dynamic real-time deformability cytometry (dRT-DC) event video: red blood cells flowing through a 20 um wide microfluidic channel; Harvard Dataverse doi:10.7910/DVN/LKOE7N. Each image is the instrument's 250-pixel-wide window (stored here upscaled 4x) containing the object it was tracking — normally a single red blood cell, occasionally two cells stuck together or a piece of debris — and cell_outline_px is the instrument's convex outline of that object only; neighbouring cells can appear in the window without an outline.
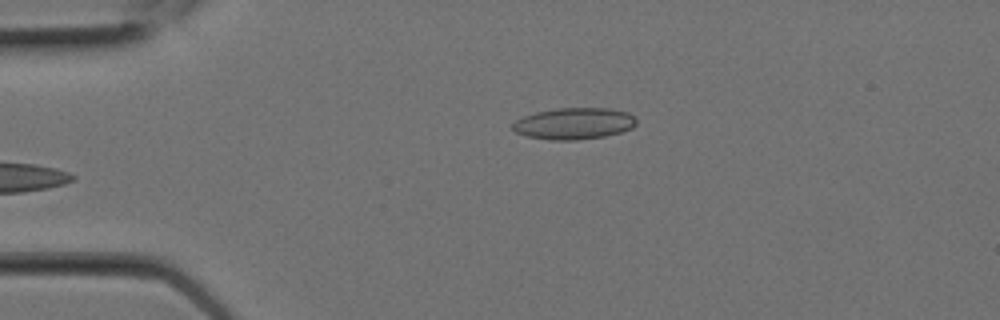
{"species": "Egyptian fruit bat (a non-hibernating species)", "species_latin": "Rousettus aegyptiacus", "temperature_condition": "room temperature", "stored_images_in_passage": 7, "camera_frame_rate_fps": 3000, "um_per_image_px": 0.085, "animal": {"sex": "female"}, "frame": {"image": 1, "passage_image": 7, "time_ms": 2.0, "image_size_px": [1000, 320], "cell_outline_px": [[636, 124], [632, 128], [620, 132], [604, 136], [576, 140], [548, 140], [528, 136], [516, 132], [512, 128], [512, 124], [516, 120], [524, 116], [536, 112], [556, 108], [608, 108], [628, 112], [636, 116]], "centroid_in_image_um": [48.81, 10.49], "position_along_channel_um": 36.2, "area_um2": 22.77}}